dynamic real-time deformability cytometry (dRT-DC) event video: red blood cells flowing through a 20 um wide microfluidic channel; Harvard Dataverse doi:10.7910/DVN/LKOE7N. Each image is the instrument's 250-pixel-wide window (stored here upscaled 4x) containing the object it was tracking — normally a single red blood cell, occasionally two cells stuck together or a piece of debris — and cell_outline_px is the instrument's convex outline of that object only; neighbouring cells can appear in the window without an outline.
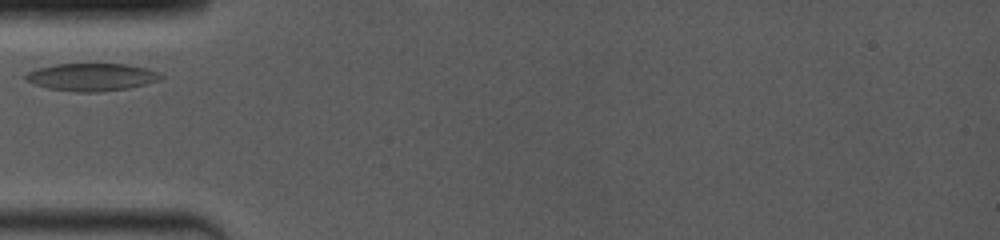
{"species": "common noctule bat (a hibernating species)", "species_latin": "Nyctalus noctula", "temperature_condition": "room temperature", "stored_images_in_passage": 2, "camera_frame_rate_fps": 4000, "um_per_image_px": 0.085, "animal": {"sex": "female", "body_mass_g": 19.0, "forearm_length_mm": 53.3}, "frame": {"image": 1, "passage_image": 1, "time_ms": 0.0, "image_size_px": [1000, 240], "cell_outline_px": [[164, 76], [160, 80], [128, 88], [96, 92], [76, 92], [48, 88], [32, 84], [24, 80], [24, 76], [28, 72], [36, 68], [56, 64], [124, 64], [144, 68], [156, 72]], "centroid_in_image_um": [7.72, 6.55], "position_along_channel_um": 77.3, "area_um2": 21.62}}
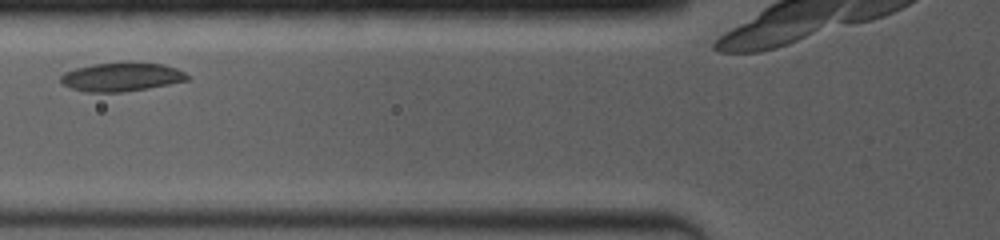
{"frame": {"image": 2, "passage_image": 2, "time_ms": 1.0, "image_size_px": [1000, 240], "cell_outline_px": [[188, 80], [148, 88], [120, 92], [88, 92], [72, 88], [64, 84], [60, 80], [60, 76], [64, 72], [76, 68], [92, 64], [128, 60], [164, 64], [176, 68], [184, 72], [188, 76]], "centroid_in_image_um": [10.33, 6.5], "position_along_channel_um": 115.5, "area_um2": 21.5}}